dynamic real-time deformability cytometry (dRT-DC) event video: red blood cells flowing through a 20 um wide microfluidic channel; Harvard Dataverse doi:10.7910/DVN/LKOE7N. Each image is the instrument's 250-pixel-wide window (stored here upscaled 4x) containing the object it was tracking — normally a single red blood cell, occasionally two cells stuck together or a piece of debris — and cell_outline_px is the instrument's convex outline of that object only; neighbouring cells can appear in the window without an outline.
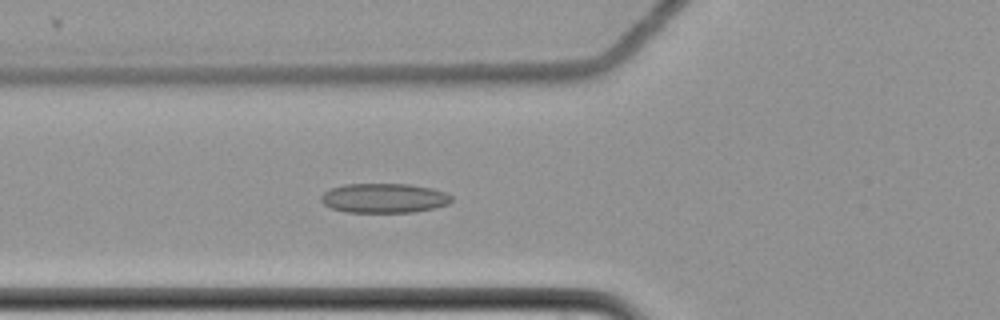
{"species": "common noctule bat (a hibernating species)", "species_latin": "Nyctalus noctula", "temperature_condition": "cold", "stored_images_in_passage": 58, "camera_frame_rate_fps": 3000, "um_per_image_px": 0.085, "animal": {"sex": "female", "body_mass_g": 22.7, "forearm_length_mm": 54.2}, "frame": {"image": 1, "passage_image": 21, "time_ms": 6.667, "image_size_px": [1000, 320], "cell_outline_px": [[452, 200], [448, 204], [432, 208], [412, 212], [344, 212], [332, 208], [324, 204], [320, 200], [320, 196], [324, 192], [332, 188], [344, 184], [408, 184], [432, 188], [444, 192], [452, 196]], "centroid_in_image_um": [32.62, 16.84], "position_along_channel_um": 93.2, "area_um2": 22.37}}
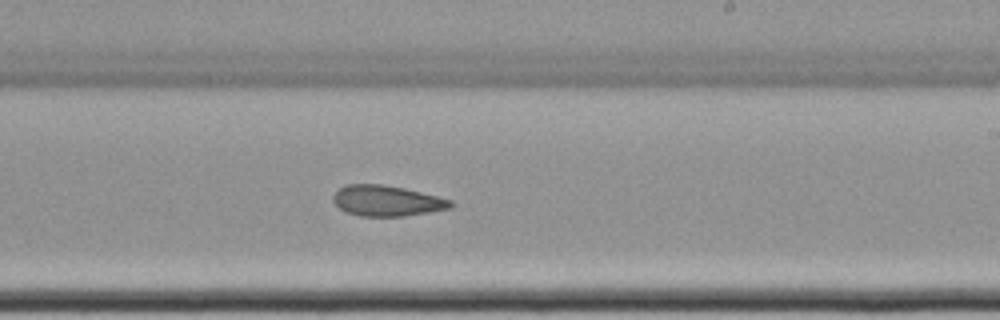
{"frame": {"image": 2, "passage_image": 35, "time_ms": 11.333, "image_size_px": [1000, 320], "cell_outline_px": [[452, 208], [404, 216], [360, 216], [348, 212], [340, 208], [332, 200], [332, 196], [344, 184], [384, 184], [404, 188], [452, 200]], "centroid_in_image_um": [32.86, 17.06], "position_along_channel_um": 256.1, "area_um2": 20.87}}
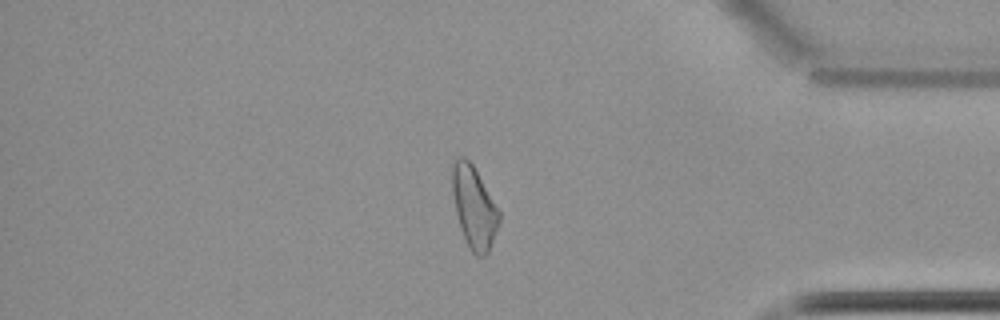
{"frame": {"image": 3, "passage_image": 49, "time_ms": 16.0, "image_size_px": [1000, 320], "cell_outline_px": [[500, 220], [488, 252], [484, 256], [476, 256], [472, 252], [460, 228], [456, 212], [452, 192], [452, 164], [460, 156], [464, 156], [472, 164], [500, 212]], "centroid_in_image_um": [40.28, 17.61], "position_along_channel_um": 394.9, "area_um2": 21.91}, "authors_computed_cell_mechanics": {"area_um2": 22.4553, "velocity_mm_per_s": 3.4903, "shape_relaxation_time_tau1_ms": null, "shape_relaxation_time_tau2_ms": 5.2826, "deformation_change_tau1": null, "deformation_change_tau2": 0.123}}